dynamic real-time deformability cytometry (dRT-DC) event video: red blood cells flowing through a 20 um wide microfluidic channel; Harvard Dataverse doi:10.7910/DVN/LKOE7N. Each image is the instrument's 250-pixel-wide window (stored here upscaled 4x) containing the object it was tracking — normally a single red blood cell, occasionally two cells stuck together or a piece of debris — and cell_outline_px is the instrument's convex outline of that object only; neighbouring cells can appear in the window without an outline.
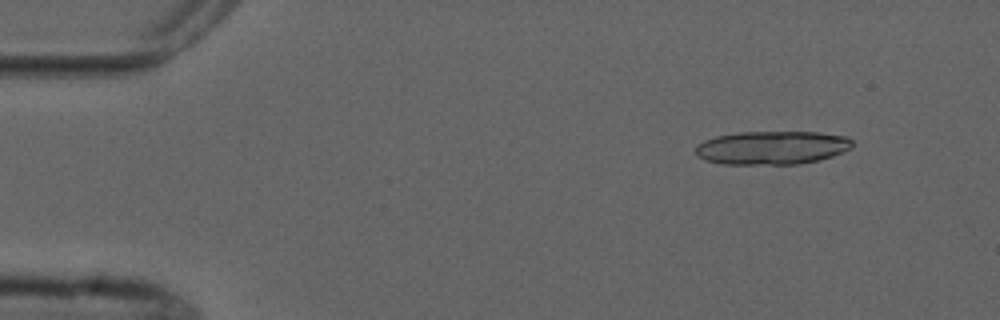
{"species": "common noctule bat (a hibernating species)", "species_latin": "Nyctalus noctula", "temperature_condition": "cold", "stored_images_in_passage": 4, "camera_frame_rate_fps": 3000, "um_per_image_px": 0.085, "animal": {"sex": "male", "forearm_length_mm": 52.5}, "frame": {"image": 1, "passage_image": 2, "time_ms": 1.333, "image_size_px": [1000, 320], "cell_outline_px": [[852, 148], [832, 156], [820, 160], [796, 164], [724, 164], [704, 160], [696, 156], [696, 144], [704, 140], [716, 136], [740, 132], [820, 132], [848, 136], [852, 140]], "centroid_in_image_um": [65.62, 12.55], "position_along_channel_um": 19.4, "area_um2": 30.81}}